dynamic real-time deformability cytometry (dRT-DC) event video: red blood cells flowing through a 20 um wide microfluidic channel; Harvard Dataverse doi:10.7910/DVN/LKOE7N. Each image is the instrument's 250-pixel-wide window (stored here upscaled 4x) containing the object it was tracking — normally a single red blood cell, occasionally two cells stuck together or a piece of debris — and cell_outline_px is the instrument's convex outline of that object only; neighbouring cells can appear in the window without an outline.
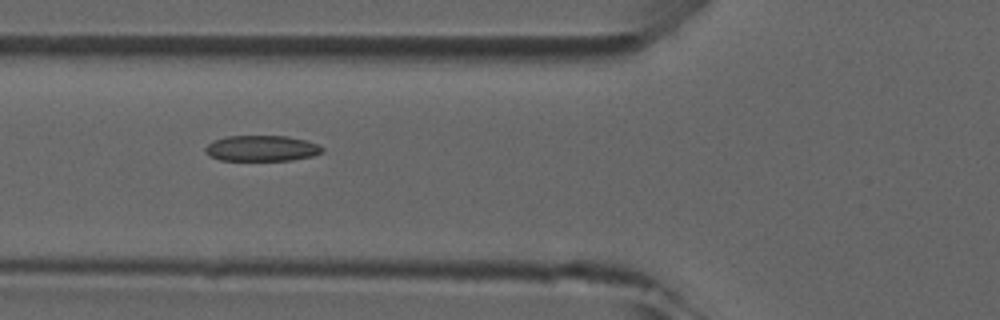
{"species": "common noctule bat (a hibernating species)", "species_latin": "Nyctalus noctula", "temperature_condition": "room temperature", "stored_images_in_passage": 31, "camera_frame_rate_fps": 3000, "um_per_image_px": 0.085, "animal": {"sex": "male", "forearm_length_mm": 52.5}, "frame": {"image": 1, "passage_image": 5, "time_ms": 1.333, "image_size_px": [1000, 320], "cell_outline_px": [[324, 152], [312, 156], [292, 160], [220, 160], [204, 152], [204, 148], [208, 144], [216, 140], [228, 136], [288, 136], [304, 140], [316, 144], [324, 148]], "centroid_in_image_um": [22.26, 12.61], "position_along_channel_um": 103.5, "area_um2": 17.4}}